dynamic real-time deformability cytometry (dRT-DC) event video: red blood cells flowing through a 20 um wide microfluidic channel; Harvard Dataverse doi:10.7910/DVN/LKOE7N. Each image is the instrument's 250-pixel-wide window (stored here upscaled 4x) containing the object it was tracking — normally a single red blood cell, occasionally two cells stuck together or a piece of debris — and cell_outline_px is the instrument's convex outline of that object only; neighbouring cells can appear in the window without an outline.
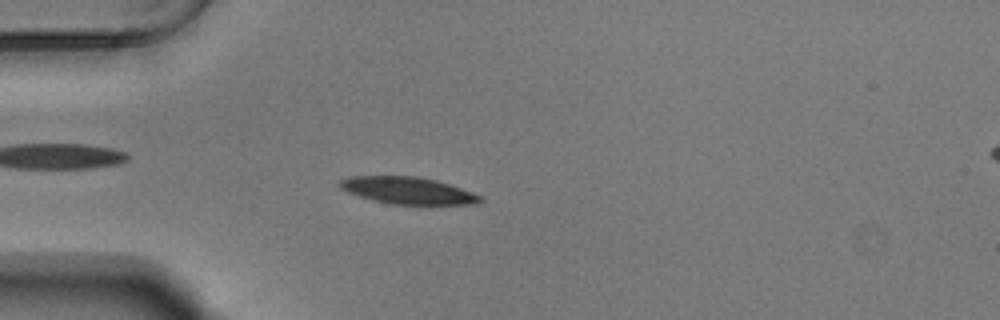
{"species": "Egyptian fruit bat (a non-hibernating species)", "species_latin": "Rousettus aegyptiacus", "temperature_condition": "warm", "stored_images_in_passage": 54, "camera_frame_rate_fps": 3000, "um_per_image_px": 0.085, "animal": {"sex": "male"}, "frame": {"image": 1, "passage_image": 15, "time_ms": 4.667, "image_size_px": [1000, 320], "cell_outline_px": [[484, 200], [476, 204], [428, 208], [392, 204], [372, 200], [348, 192], [340, 188], [336, 184], [340, 180], [348, 176], [416, 176], [436, 180], [472, 192], [480, 196]], "centroid_in_image_um": [34.73, 16.25], "position_along_channel_um": 50.3, "area_um2": 23.18}}
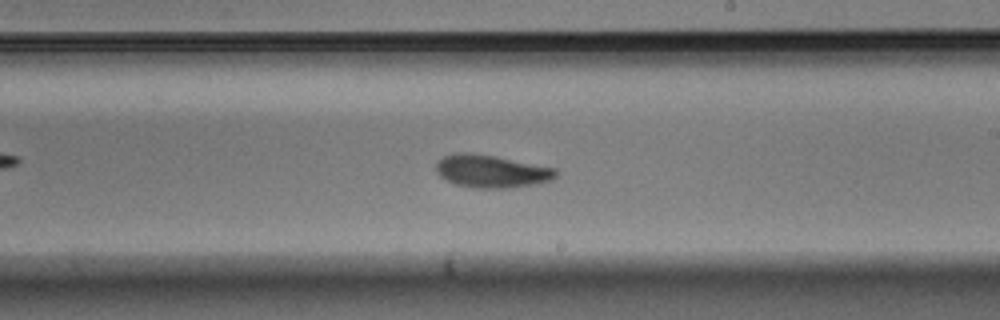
{"frame": {"image": 2, "passage_image": 32, "time_ms": 10.333, "image_size_px": [1000, 320], "cell_outline_px": [[556, 176], [552, 180], [536, 184], [508, 188], [472, 188], [456, 184], [440, 176], [436, 172], [436, 164], [444, 156], [456, 152], [468, 152], [492, 156], [556, 168]], "centroid_in_image_um": [41.76, 14.56], "position_along_channel_um": 247.2, "area_um2": 22.66}}
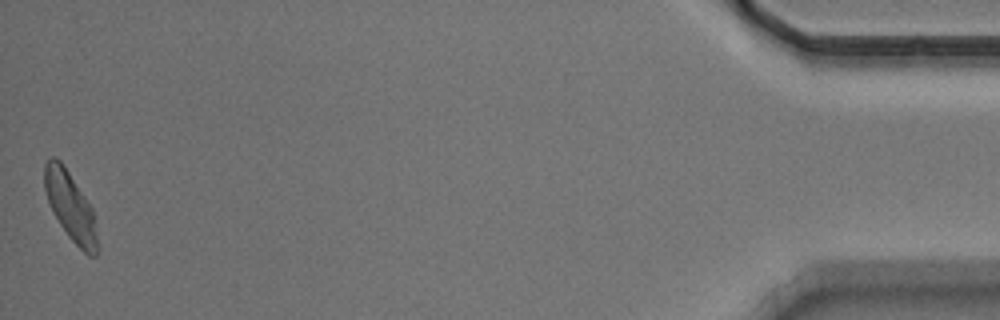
{"frame": {"image": 3, "passage_image": 54, "time_ms": 17.667, "image_size_px": [1000, 320], "cell_outline_px": [[100, 248], [96, 256], [88, 256], [68, 236], [52, 212], [44, 188], [44, 164], [52, 156], [56, 156], [60, 160], [92, 208]], "centroid_in_image_um": [6.0, 17.58], "position_along_channel_um": 429.2, "area_um2": 21.04}, "authors_computed_cell_mechanics": {"area_um2": 21.8195, "velocity_mm_per_s": 3.7055, "shape_relaxation_time_tau1_ms": 2.7443, "shape_relaxation_time_tau2_ms": 3.454, "deformation_change_tau1": 0.1245, "deformation_change_tau2": 0.0966}}